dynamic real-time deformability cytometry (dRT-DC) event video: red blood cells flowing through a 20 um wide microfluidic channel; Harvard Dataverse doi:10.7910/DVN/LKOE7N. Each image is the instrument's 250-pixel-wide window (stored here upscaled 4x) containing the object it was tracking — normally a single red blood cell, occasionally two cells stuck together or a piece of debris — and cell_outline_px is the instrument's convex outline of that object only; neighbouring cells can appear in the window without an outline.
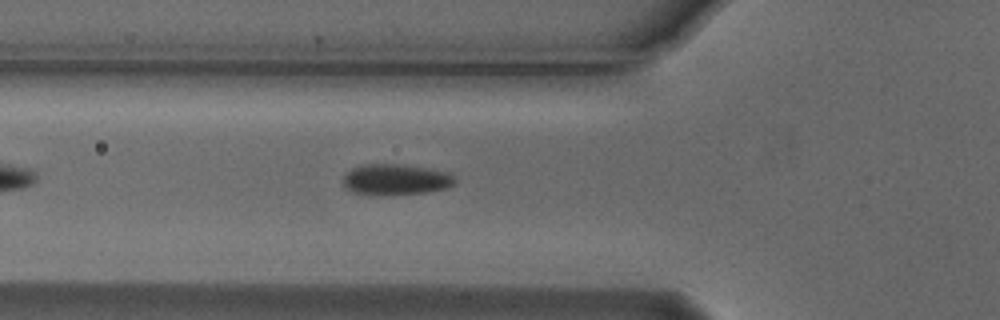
{"species": "Egyptian fruit bat (a non-hibernating species)", "species_latin": "Rousettus aegyptiacus", "temperature_condition": "cold", "stored_images_in_passage": 37, "camera_frame_rate_fps": 3000, "um_per_image_px": 0.085, "animal": {"sex": "male"}, "frame": {"image": 1, "passage_image": 7, "time_ms": 2.0, "image_size_px": [1000, 320], "cell_outline_px": [[456, 184], [448, 188], [428, 192], [352, 192], [344, 188], [344, 176], [352, 168], [364, 164], [400, 164], [428, 168], [448, 172], [456, 180]], "centroid_in_image_um": [33.69, 15.21], "position_along_channel_um": 92.1, "area_um2": 19.31}}
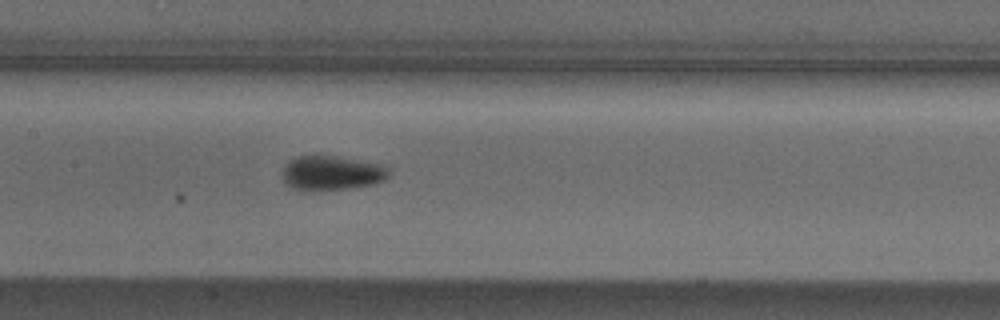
{"frame": {"image": 2, "passage_image": 14, "time_ms": 4.333, "image_size_px": [1000, 320], "cell_outline_px": [[392, 172], [384, 180], [372, 184], [344, 188], [312, 192], [304, 192], [292, 188], [284, 180], [284, 168], [296, 156], [332, 156], [384, 164], [392, 168]], "centroid_in_image_um": [28.25, 14.72], "position_along_channel_um": 179.2, "area_um2": 21.39}}
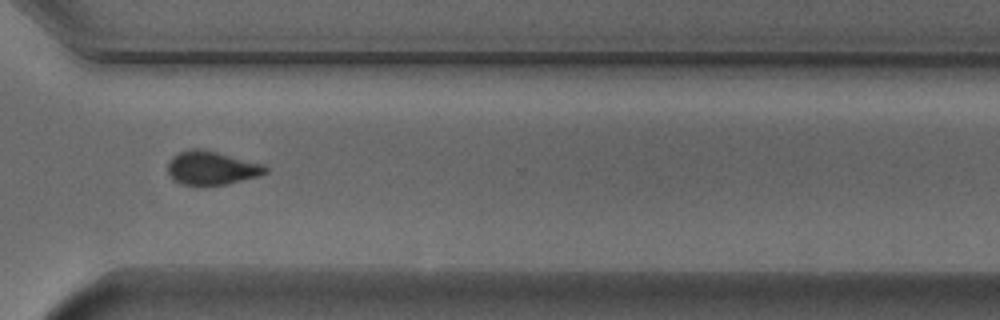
{"frame": {"image": 3, "passage_image": 28, "time_ms": 9.0, "image_size_px": [1000, 320], "cell_outline_px": [[268, 172], [256, 176], [228, 184], [180, 184], [172, 180], [168, 172], [168, 160], [172, 156], [180, 152], [192, 148], [200, 148], [264, 164], [268, 168]], "centroid_in_image_um": [17.96, 14.27], "position_along_channel_um": 352.6, "area_um2": 18.96}}